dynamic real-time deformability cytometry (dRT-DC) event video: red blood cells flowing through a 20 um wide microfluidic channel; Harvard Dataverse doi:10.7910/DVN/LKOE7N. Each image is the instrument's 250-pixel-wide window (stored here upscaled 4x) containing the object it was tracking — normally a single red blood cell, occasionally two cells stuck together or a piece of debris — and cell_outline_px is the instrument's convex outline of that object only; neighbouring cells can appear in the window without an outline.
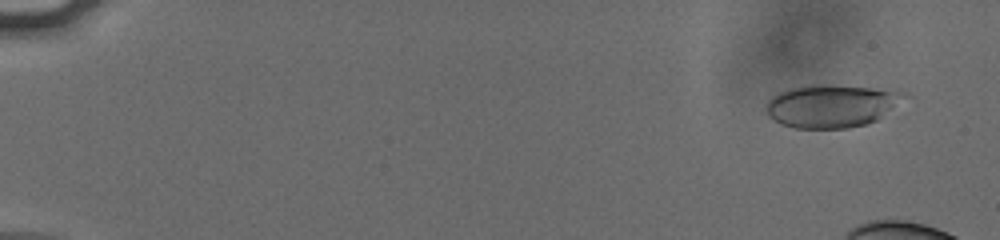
{"species": "human", "species_latin": "Homo sapiens", "temperature_condition": "cold", "stored_images_in_passage": 20, "camera_frame_rate_fps": 3000, "um_per_image_px": 0.085, "donor": {"sex": "male"}, "frame": {"image": 1, "passage_image": 1, "time_ms": 0.0, "image_size_px": [1000, 240], "cell_outline_px": [[912, 96], [876, 120], [868, 124], [848, 128], [792, 128], [780, 124], [768, 116], [768, 100], [772, 96], [780, 92], [792, 88], [812, 84], [828, 84], [900, 88], [908, 92]], "centroid_in_image_um": [70.84, 8.96], "position_along_channel_um": 14.2, "area_um2": 35.6}}
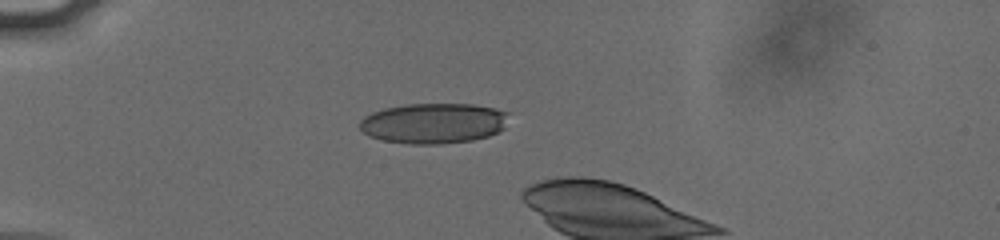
{"frame": {"image": 2, "passage_image": 14, "time_ms": 4.333, "image_size_px": [1000, 240], "cell_outline_px": [[508, 112], [504, 128], [488, 136], [472, 140], [440, 144], [408, 144], [384, 140], [368, 136], [360, 128], [360, 120], [364, 116], [372, 112], [384, 108], [408, 104], [472, 104], [496, 108]], "centroid_in_image_um": [36.84, 10.47], "position_along_channel_um": 48.2, "area_um2": 35.08}}
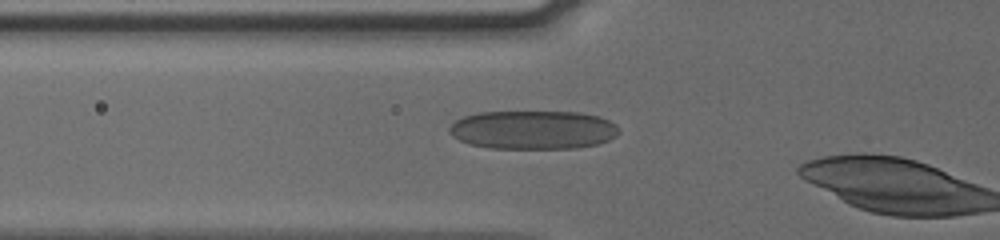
{"frame": {"image": 3, "passage_image": 19, "time_ms": 6.0, "image_size_px": [1000, 240], "cell_outline_px": [[620, 132], [616, 136], [608, 140], [596, 144], [576, 148], [488, 148], [468, 144], [452, 136], [448, 132], [448, 128], [456, 120], [464, 116], [480, 112], [580, 112], [600, 116], [616, 124]], "centroid_in_image_um": [45.31, 11.03], "position_along_channel_um": 80.5, "area_um2": 38.38}}